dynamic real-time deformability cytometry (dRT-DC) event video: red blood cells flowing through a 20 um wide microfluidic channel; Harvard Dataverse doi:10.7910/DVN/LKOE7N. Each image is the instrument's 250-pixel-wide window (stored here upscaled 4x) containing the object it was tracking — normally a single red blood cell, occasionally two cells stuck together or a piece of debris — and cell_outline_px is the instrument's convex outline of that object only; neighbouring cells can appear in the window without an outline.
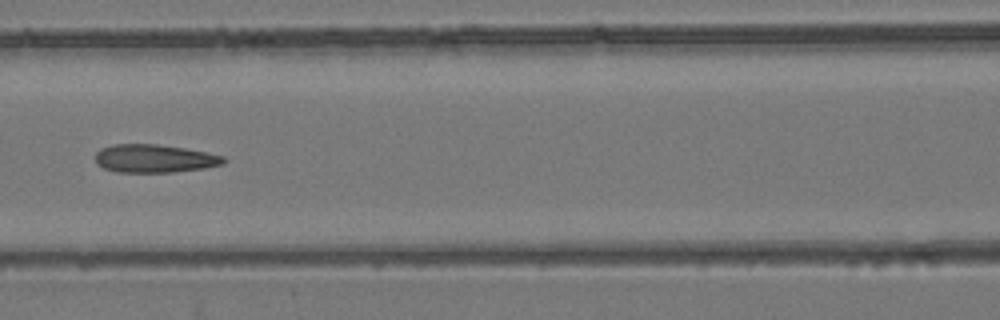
{"species": "common noctule bat (a hibernating species)", "species_latin": "Nyctalus noctula", "temperature_condition": "room temperature", "stored_images_in_passage": 8, "camera_frame_rate_fps": 3000, "um_per_image_px": 0.085, "animal": {"sex": "female", "body_mass_g": 24.6, "forearm_length_mm": 56.2}, "frame": {"image": 1, "passage_image": 7, "time_ms": 7.667, "image_size_px": [1000, 320], "cell_outline_px": [[228, 160], [224, 164], [204, 168], [172, 172], [116, 172], [104, 168], [96, 164], [96, 152], [100, 148], [112, 144], [156, 144], [184, 148], [224, 156]], "centroid_in_image_um": [13.11, 13.47], "position_along_channel_um": 153.5, "area_um2": 21.1}}
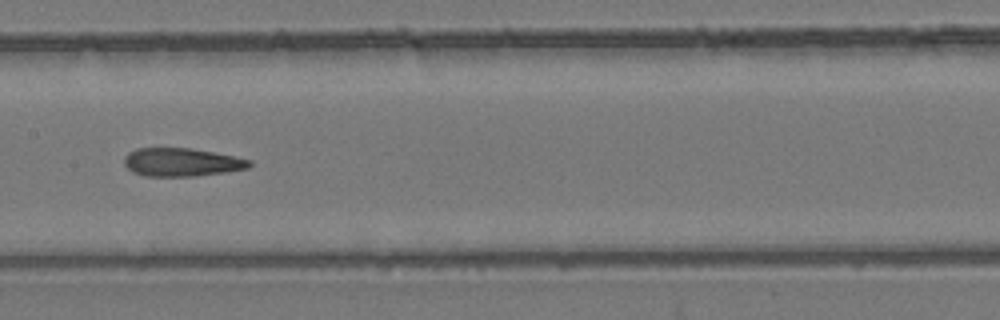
{"frame": {"image": 2, "passage_image": 8, "time_ms": 8.667, "image_size_px": [1000, 320], "cell_outline_px": [[252, 164], [248, 168], [224, 172], [196, 176], [144, 176], [132, 172], [124, 164], [124, 156], [128, 152], [136, 148], [192, 148], [252, 160]], "centroid_in_image_um": [15.4, 13.79], "position_along_channel_um": 192.0, "area_um2": 20.63}}